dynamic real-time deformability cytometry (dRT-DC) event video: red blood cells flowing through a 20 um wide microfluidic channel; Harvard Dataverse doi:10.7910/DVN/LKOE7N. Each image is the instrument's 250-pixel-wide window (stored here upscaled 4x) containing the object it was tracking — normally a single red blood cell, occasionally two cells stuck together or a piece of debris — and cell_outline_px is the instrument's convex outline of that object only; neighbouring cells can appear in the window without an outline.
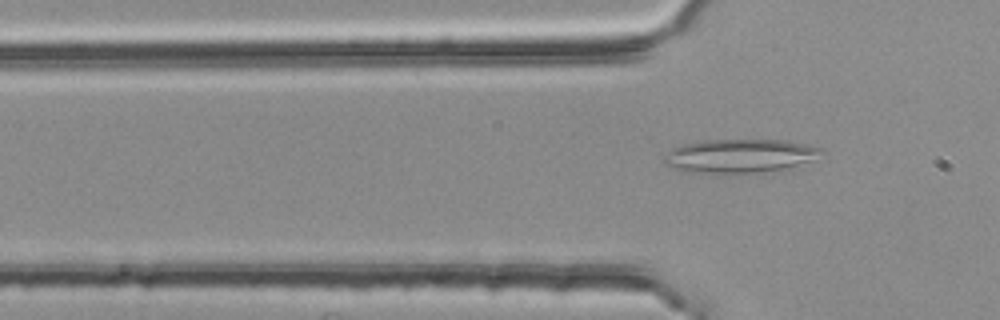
{"species": "common noctule bat (a hibernating species)", "species_latin": "Nyctalus noctula", "temperature_condition": "room temperature", "stored_images_in_passage": 3, "camera_frame_rate_fps": 3000, "um_per_image_px": 0.085, "animal": {"sex": "female", "body_mass_g": 25.1}, "frame": {"image": 1, "passage_image": 3, "time_ms": 0.667, "image_size_px": [1000, 320], "cell_outline_px": [[824, 152], [808, 160], [784, 168], [752, 172], [688, 172], [664, 164], [664, 160], [668, 152], [672, 148], [684, 144], [708, 140], [784, 140], [804, 144], [820, 148]], "centroid_in_image_um": [62.82, 13.23], "position_along_channel_um": 63.0, "area_um2": 29.71}}